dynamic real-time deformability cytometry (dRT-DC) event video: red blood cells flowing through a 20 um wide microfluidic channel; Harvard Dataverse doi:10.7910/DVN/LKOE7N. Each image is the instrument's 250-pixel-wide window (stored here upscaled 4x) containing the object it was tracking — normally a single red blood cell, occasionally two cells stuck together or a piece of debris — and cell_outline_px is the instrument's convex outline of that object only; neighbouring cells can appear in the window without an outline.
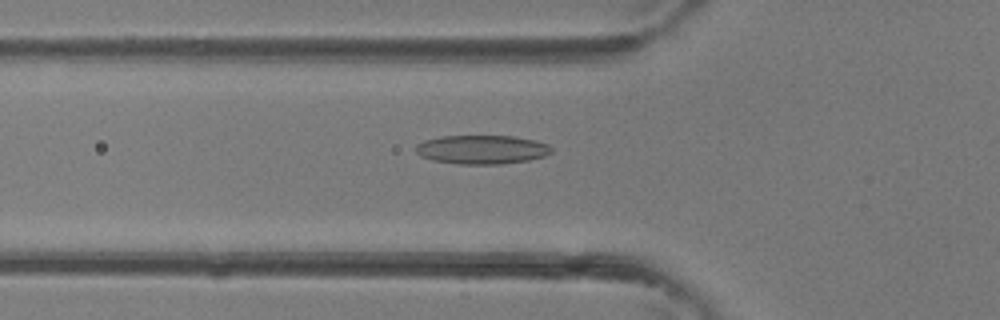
{"species": "common noctule bat (a hibernating species)", "species_latin": "Nyctalus noctula", "temperature_condition": "room temperature", "stored_images_in_passage": 39, "camera_frame_rate_fps": 3000, "um_per_image_px": 0.085, "animal": {"sex": "female"}, "frame": {"image": 1, "passage_image": 14, "time_ms": 4.333, "image_size_px": [1000, 320], "cell_outline_px": [[552, 152], [544, 156], [528, 160], [500, 164], [460, 164], [432, 160], [420, 156], [416, 152], [416, 144], [424, 140], [440, 136], [512, 136], [536, 140], [548, 144], [552, 148]], "centroid_in_image_um": [40.95, 12.71], "position_along_channel_um": 84.8, "area_um2": 22.89}}
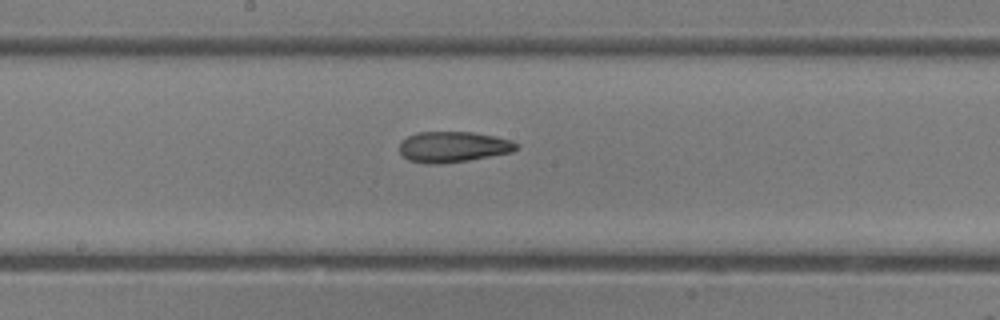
{"frame": {"image": 2, "passage_image": 21, "time_ms": 6.667, "image_size_px": [1000, 320], "cell_outline_px": [[520, 144], [512, 152], [468, 160], [440, 164], [424, 164], [408, 160], [400, 152], [400, 140], [416, 132], [472, 132], [496, 136], [512, 140]], "centroid_in_image_um": [38.5, 12.48], "position_along_channel_um": 209.7, "area_um2": 21.1}}
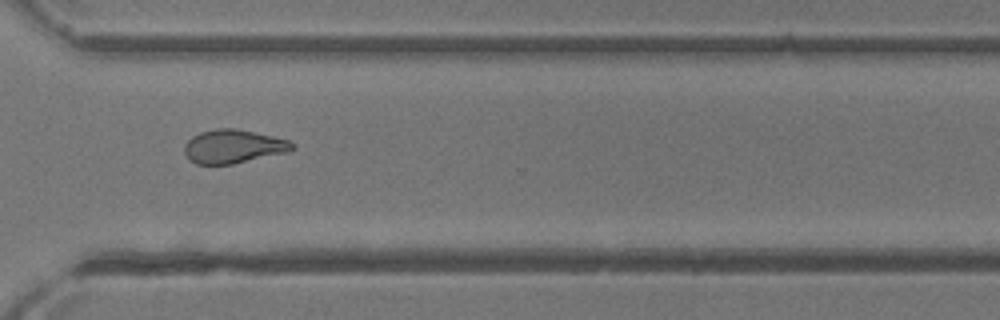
{"frame": {"image": 3, "passage_image": 29, "time_ms": 9.333, "image_size_px": [1000, 320], "cell_outline_px": [[296, 148], [288, 152], [232, 164], [196, 164], [184, 152], [184, 144], [192, 136], [200, 132], [216, 128], [236, 128], [256, 132], [288, 140], [296, 144]], "centroid_in_image_um": [19.86, 12.43], "position_along_channel_um": 350.7, "area_um2": 21.15}}